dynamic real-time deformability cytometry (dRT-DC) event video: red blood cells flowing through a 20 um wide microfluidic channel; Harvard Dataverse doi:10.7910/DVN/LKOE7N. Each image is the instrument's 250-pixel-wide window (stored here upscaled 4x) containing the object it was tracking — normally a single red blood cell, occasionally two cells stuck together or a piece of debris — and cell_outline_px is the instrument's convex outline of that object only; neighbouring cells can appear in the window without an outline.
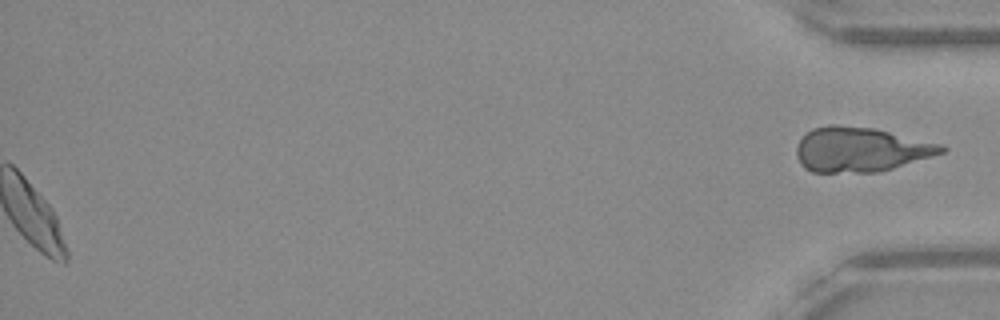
{"species": "Egyptian fruit bat (a non-hibernating species)", "species_latin": "Rousettus aegyptiacus", "temperature_condition": "warm", "stored_images_in_passage": 52, "segment_of_instrument_passage": [2, 2], "camera_frame_rate_fps": 3000, "um_per_image_px": 0.085, "frame": {"image": 1, "passage_image": 52, "time_ms": 17.0, "image_size_px": [1000, 320], "cell_outline_px": [[948, 148], [944, 152], [932, 156], [892, 168], [876, 172], [812, 172], [804, 168], [800, 164], [796, 156], [796, 148], [800, 140], [812, 128], [828, 124], [832, 124], [872, 128], [944, 144]], "centroid_in_image_um": [73.14, 12.7], "position_along_channel_um": 362.1, "area_um2": 37.63}}